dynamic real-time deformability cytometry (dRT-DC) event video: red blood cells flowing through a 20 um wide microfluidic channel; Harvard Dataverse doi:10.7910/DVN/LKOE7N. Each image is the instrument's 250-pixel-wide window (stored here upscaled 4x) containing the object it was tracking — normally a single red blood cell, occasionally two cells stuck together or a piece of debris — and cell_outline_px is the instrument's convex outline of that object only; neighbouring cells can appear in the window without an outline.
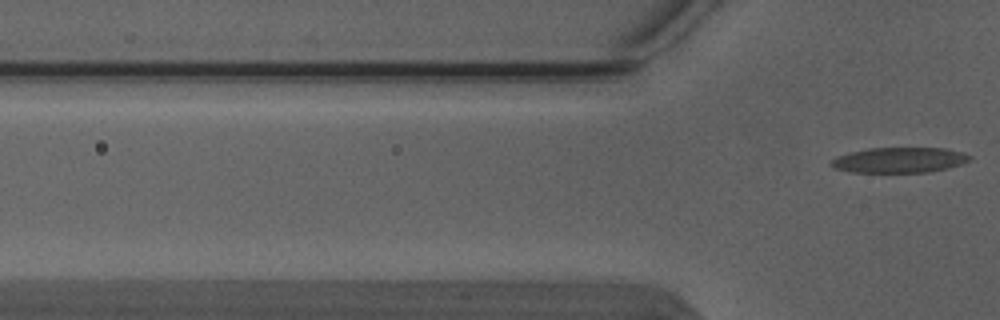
{"species": "Egyptian fruit bat (a non-hibernating species)", "species_latin": "Rousettus aegyptiacus", "temperature_condition": "warm", "stored_images_in_passage": 2, "camera_frame_rate_fps": 3000, "um_per_image_px": 0.085, "animal": {"sex": "male"}, "frame": {"image": 1, "passage_image": 2, "time_ms": 0.333, "image_size_px": [1000, 320], "cell_outline_px": [[972, 160], [948, 168], [928, 172], [848, 172], [836, 168], [828, 164], [836, 156], [852, 152], [872, 148], [944, 148], [960, 152], [972, 156]], "centroid_in_image_um": [76.45, 13.61], "position_along_channel_um": 49.4, "area_um2": 20.35}}